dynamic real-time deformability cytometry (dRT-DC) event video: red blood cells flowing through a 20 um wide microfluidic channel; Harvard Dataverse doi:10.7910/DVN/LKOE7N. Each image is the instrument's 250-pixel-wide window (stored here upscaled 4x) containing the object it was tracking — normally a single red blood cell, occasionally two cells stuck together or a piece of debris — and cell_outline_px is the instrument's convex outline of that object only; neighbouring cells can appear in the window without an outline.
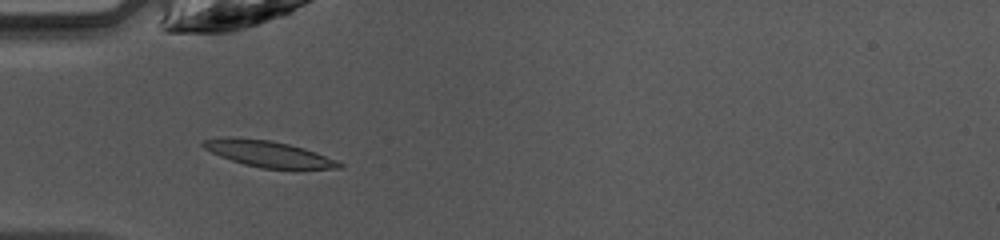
{"species": "common noctule bat (a hibernating species)", "species_latin": "Nyctalus noctula", "temperature_condition": "warm", "stored_images_in_passage": 33, "camera_frame_rate_fps": 3000, "um_per_image_px": 0.085, "animal": {"sex": "female", "body_mass_g": 10.0, "forearm_length_mm": 53.1}, "frame": {"image": 1, "passage_image": 1, "time_ms": 0.0, "image_size_px": [1000, 240], "cell_outline_px": [[344, 168], [300, 172], [292, 172], [260, 168], [244, 164], [220, 156], [204, 148], [200, 144], [204, 140], [224, 136], [228, 136], [272, 140], [304, 148], [316, 152], [336, 160], [344, 164]], "centroid_in_image_um": [22.95, 13.14], "position_along_channel_um": 62.1, "area_um2": 21.96}}
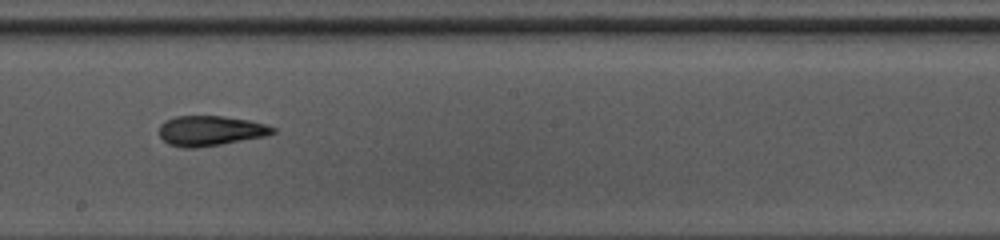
{"frame": {"image": 2, "passage_image": 13, "time_ms": 4.0, "image_size_px": [1000, 240], "cell_outline_px": [[276, 132], [264, 136], [220, 144], [192, 148], [184, 148], [168, 144], [160, 136], [160, 124], [164, 120], [176, 116], [224, 116], [248, 120], [264, 124], [276, 128]], "centroid_in_image_um": [17.85, 11.1], "position_along_channel_um": 230.3, "area_um2": 19.71}}
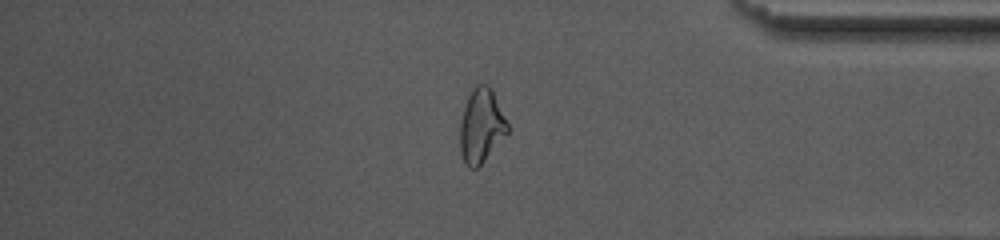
{"frame": {"image": 3, "passage_image": 26, "time_ms": 8.333, "image_size_px": [1000, 240], "cell_outline_px": [[508, 132], [480, 164], [476, 168], [468, 168], [464, 164], [460, 152], [460, 120], [468, 96], [472, 88], [476, 84], [488, 84], [492, 88], [508, 124]], "centroid_in_image_um": [40.88, 10.67], "position_along_channel_um": 394.3, "area_um2": 20.4}, "authors_computed_cell_mechanics": {"area_um2": 19.8254, "velocity_mm_per_s": 4.2298, "shape_relaxation_time_tau1_ms": 4.5705, "shape_relaxation_time_tau2_ms": 2.186, "deformation_change_tau1": 0.1731, "deformation_change_tau2": 0.1144}}